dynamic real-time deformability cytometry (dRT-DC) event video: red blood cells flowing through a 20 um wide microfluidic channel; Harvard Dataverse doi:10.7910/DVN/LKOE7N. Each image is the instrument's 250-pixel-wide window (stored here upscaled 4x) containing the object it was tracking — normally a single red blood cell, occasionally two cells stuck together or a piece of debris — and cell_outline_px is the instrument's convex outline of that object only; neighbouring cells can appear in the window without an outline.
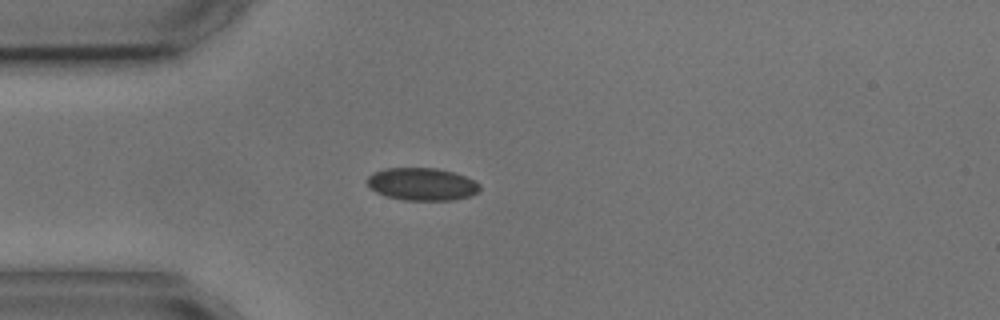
{"species": "common noctule bat (a hibernating species)", "species_latin": "Nyctalus noctula", "temperature_condition": "cold", "stored_images_in_passage": 3, "camera_frame_rate_fps": 3000, "um_per_image_px": 0.085, "animal": {"sex": "male", "body_mass_g": 17.9, "forearm_length_mm": 54.2}, "frame": {"image": 1, "passage_image": 3, "time_ms": 4.333, "image_size_px": [1000, 320], "cell_outline_px": [[480, 192], [472, 196], [452, 200], [404, 200], [388, 196], [376, 192], [368, 184], [368, 176], [372, 172], [384, 168], [436, 168], [452, 172], [464, 176], [480, 184]], "centroid_in_image_um": [35.89, 15.65], "position_along_channel_um": 49.1, "area_um2": 21.33}}